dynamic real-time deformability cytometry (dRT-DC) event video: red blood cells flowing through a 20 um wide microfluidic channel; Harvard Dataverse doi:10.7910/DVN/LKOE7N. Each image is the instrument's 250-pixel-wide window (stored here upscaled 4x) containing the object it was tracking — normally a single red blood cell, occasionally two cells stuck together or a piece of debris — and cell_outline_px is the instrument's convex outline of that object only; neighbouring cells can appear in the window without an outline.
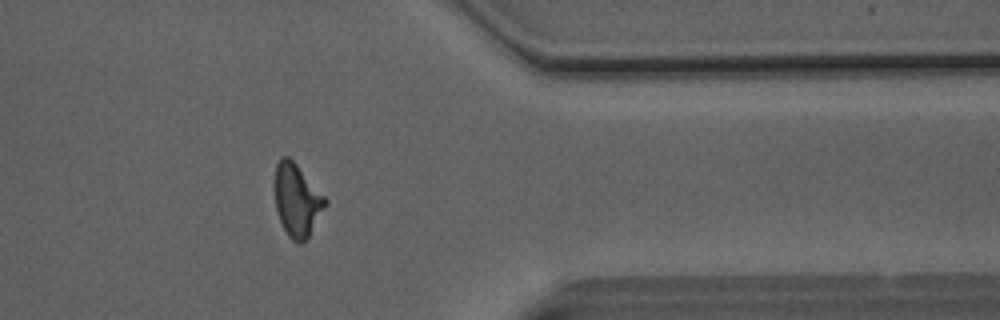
{"species": "Egyptian fruit bat (a non-hibernating species)", "species_latin": "Rousettus aegyptiacus", "temperature_condition": "room temperature", "stored_images_in_passage": 49, "camera_frame_rate_fps": 3000, "um_per_image_px": 0.085, "animal": {"sex": "male"}, "frame": {"image": 1, "passage_image": 40, "time_ms": 13.0, "image_size_px": [1000, 320], "cell_outline_px": [[328, 204], [308, 236], [300, 244], [292, 240], [288, 236], [276, 212], [272, 188], [272, 180], [276, 164], [280, 156], [288, 156], [296, 164], [328, 200]], "centroid_in_image_um": [25.19, 16.98], "position_along_channel_um": 386.2, "area_um2": 21.79}}
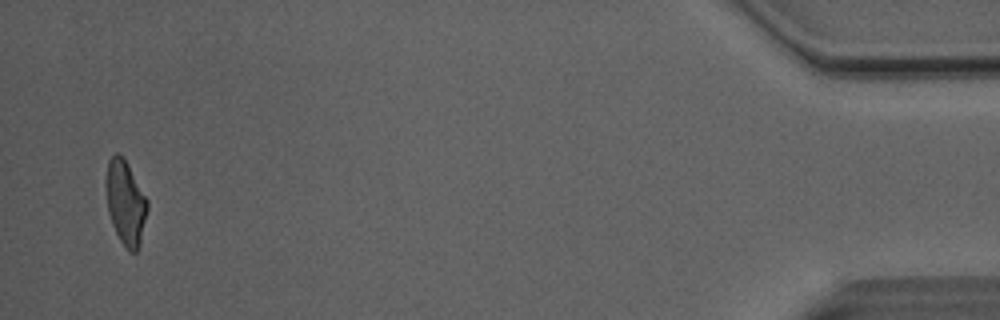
{"frame": {"image": 2, "passage_image": 48, "time_ms": 15.667, "image_size_px": [1000, 320], "cell_outline_px": [[148, 208], [140, 244], [136, 252], [128, 252], [120, 240], [112, 224], [108, 212], [104, 180], [108, 160], [116, 152], [124, 156], [148, 200]], "centroid_in_image_um": [10.65, 17.19], "position_along_channel_um": 424.5, "area_um2": 20.69}, "authors_computed_cell_mechanics": {"area_um2": 21.4438, "velocity_mm_per_s": 4.1152, "shape_relaxation_time_tau1_ms": 6.8497, "shape_relaxation_time_tau2_ms": 1.6218, "deformation_change_tau1": 0.2289, "deformation_change_tau2": 0.095}}